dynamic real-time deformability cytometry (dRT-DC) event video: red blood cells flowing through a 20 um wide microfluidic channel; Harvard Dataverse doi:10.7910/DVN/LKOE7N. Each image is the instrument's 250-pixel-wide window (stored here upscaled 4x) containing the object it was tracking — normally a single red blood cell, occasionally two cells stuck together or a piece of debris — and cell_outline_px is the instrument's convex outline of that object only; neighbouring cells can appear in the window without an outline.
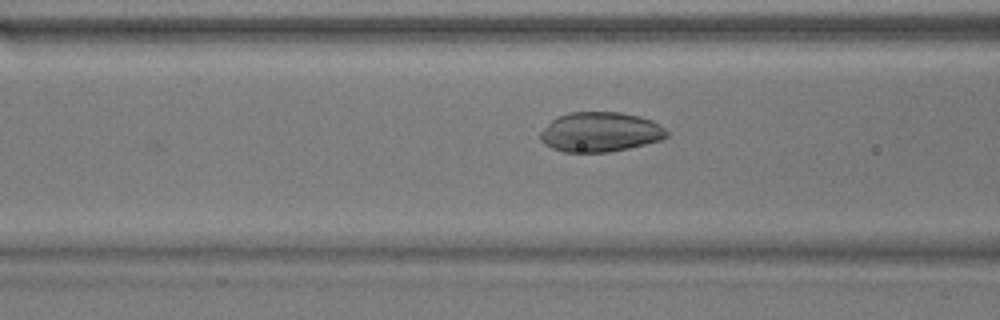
{"species": "common noctule bat (a hibernating species)", "species_latin": "Nyctalus noctula", "temperature_condition": "warm", "stored_images_in_passage": 18, "camera_frame_rate_fps": 3000, "um_per_image_px": 0.085, "animal": {"sex": "male", "body_mass_g": 17.9}, "frame": {"image": 1, "passage_image": 4, "time_ms": 1.0, "image_size_px": [1000, 320], "cell_outline_px": [[668, 136], [660, 140], [628, 148], [608, 152], [564, 152], [552, 148], [544, 144], [540, 140], [540, 132], [556, 116], [572, 112], [620, 112], [640, 116], [652, 120], [660, 124], [668, 132]], "centroid_in_image_um": [51.01, 11.21], "position_along_channel_um": 115.6, "area_um2": 29.3}}
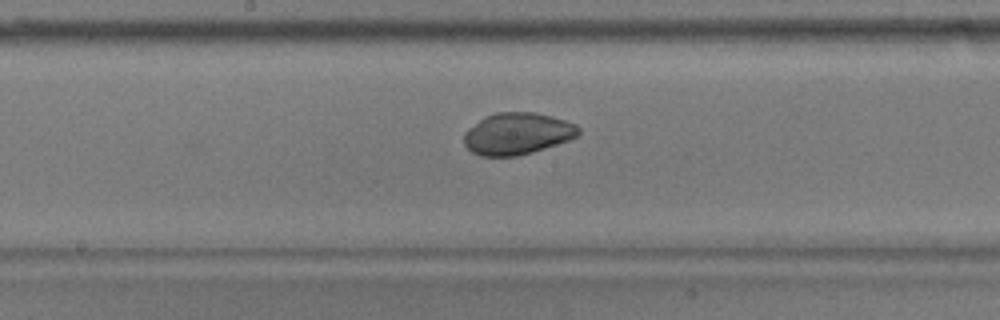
{"frame": {"image": 2, "passage_image": 11, "time_ms": 3.333, "image_size_px": [1000, 320], "cell_outline_px": [[580, 132], [576, 136], [568, 140], [532, 152], [516, 156], [480, 156], [472, 152], [464, 144], [464, 132], [468, 128], [484, 116], [496, 112], [532, 112], [552, 116], [576, 124], [580, 128]], "centroid_in_image_um": [43.94, 11.35], "position_along_channel_um": 204.3, "area_um2": 27.86}}